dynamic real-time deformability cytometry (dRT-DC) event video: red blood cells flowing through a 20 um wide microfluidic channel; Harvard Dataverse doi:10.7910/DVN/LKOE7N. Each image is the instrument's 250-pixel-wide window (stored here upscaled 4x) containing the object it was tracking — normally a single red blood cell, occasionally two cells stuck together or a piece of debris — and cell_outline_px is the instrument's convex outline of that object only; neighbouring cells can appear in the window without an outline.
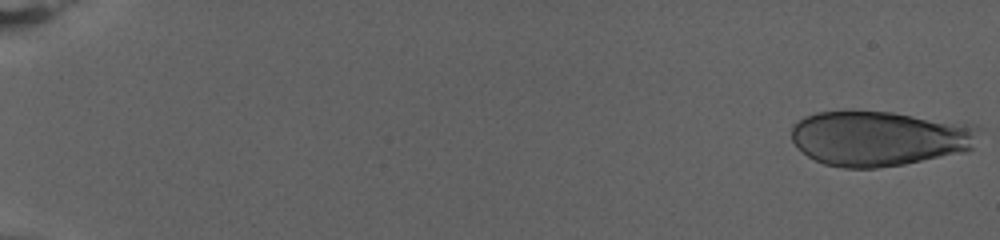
{"species": "human", "species_latin": "Homo sapiens", "temperature_condition": "warm", "stored_images_in_passage": 30, "camera_frame_rate_fps": 3000, "um_per_image_px": 0.085, "donor": {"sex": "female"}, "frame": {"image": 1, "passage_image": 1, "time_ms": 0.0, "image_size_px": [1000, 240], "cell_outline_px": [[976, 128], [972, 148], [964, 152], [904, 164], [876, 168], [844, 168], [824, 164], [808, 156], [792, 140], [792, 128], [804, 116], [816, 112], [892, 112], [976, 124]], "centroid_in_image_um": [74.74, 11.76], "position_along_channel_um": 10.3, "area_um2": 59.59}}
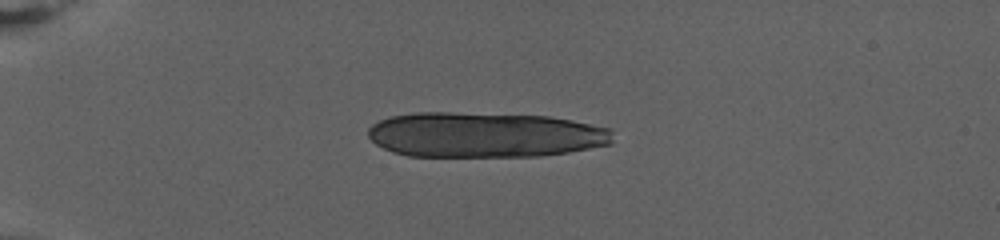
{"frame": {"image": 2, "passage_image": 21, "time_ms": 6.667, "image_size_px": [1000, 240], "cell_outline_px": [[612, 144], [568, 152], [540, 156], [408, 156], [392, 152], [376, 144], [368, 136], [368, 128], [372, 124], [380, 120], [392, 116], [416, 112], [448, 112], [548, 116], [572, 120], [608, 128], [612, 132]], "centroid_in_image_um": [41.19, 11.46], "position_along_channel_um": 43.8, "area_um2": 64.56}}